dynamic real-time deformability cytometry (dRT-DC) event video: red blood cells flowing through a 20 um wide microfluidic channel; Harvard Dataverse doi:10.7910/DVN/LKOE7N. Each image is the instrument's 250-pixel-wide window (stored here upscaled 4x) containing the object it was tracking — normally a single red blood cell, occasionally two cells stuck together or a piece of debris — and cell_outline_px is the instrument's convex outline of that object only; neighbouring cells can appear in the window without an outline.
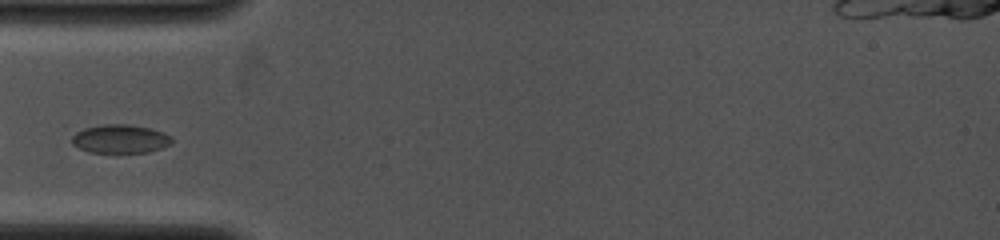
{"species": "common noctule bat (a hibernating species)", "species_latin": "Nyctalus noctula", "temperature_condition": "cold", "stored_images_in_passage": 3, "camera_frame_rate_fps": 4000, "um_per_image_px": 0.085, "animal": {"sex": "female", "body_mass_g": 19.0, "forearm_length_mm": 53.3}, "frame": {"image": 1, "passage_image": 1, "time_ms": 0.0, "image_size_px": [1000, 240], "cell_outline_px": [[172, 144], [148, 152], [88, 152], [72, 144], [72, 136], [76, 132], [84, 128], [104, 124], [132, 124], [152, 128], [164, 132], [172, 136]], "centroid_in_image_um": [10.25, 11.79], "position_along_channel_um": 74.7, "area_um2": 16.76}}
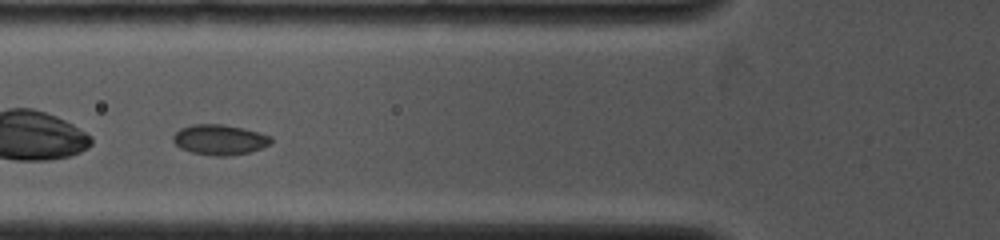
{"frame": {"image": 2, "passage_image": 2, "time_ms": 0.75, "image_size_px": [1000, 240], "cell_outline_px": [[272, 140], [268, 144], [260, 148], [248, 152], [228, 156], [212, 156], [192, 152], [180, 148], [172, 140], [172, 136], [180, 128], [192, 124], [224, 124], [244, 128], [272, 136]], "centroid_in_image_um": [18.64, 11.86], "position_along_channel_um": 107.2, "area_um2": 17.28}}
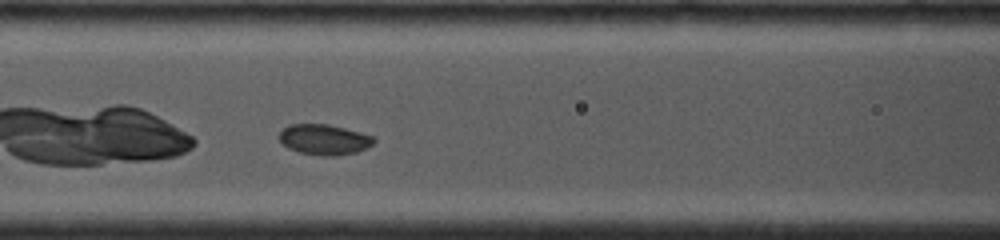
{"frame": {"image": 3, "passage_image": 3, "time_ms": 1.5, "image_size_px": [1000, 240], "cell_outline_px": [[376, 140], [368, 148], [356, 152], [336, 156], [320, 156], [300, 152], [288, 148], [280, 140], [280, 132], [288, 124], [328, 124], [376, 136]], "centroid_in_image_um": [27.6, 11.86], "position_along_channel_um": 139.0, "area_um2": 16.88}}